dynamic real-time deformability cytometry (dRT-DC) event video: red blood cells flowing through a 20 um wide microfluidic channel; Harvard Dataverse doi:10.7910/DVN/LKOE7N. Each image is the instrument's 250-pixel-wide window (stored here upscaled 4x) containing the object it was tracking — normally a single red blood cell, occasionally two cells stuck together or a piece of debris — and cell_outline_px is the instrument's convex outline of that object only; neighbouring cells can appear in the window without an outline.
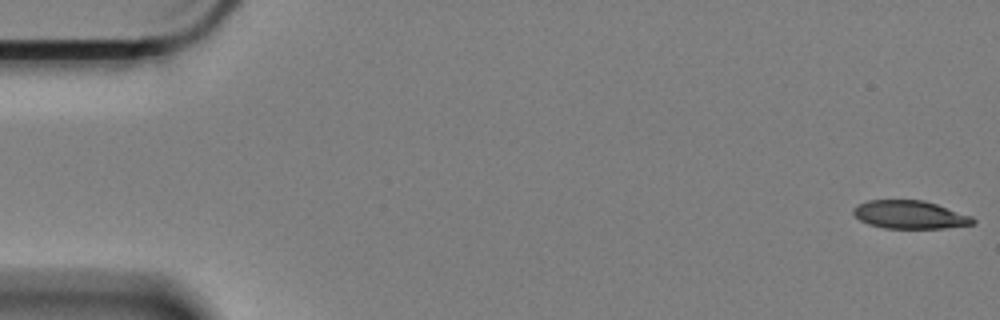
{"species": "Egyptian fruit bat (a non-hibernating species)", "species_latin": "Rousettus aegyptiacus", "temperature_condition": "cold", "stored_images_in_passage": 60, "camera_frame_rate_fps": 3000, "um_per_image_px": 0.085, "animal": {"sex": "female"}, "frame": {"image": 1, "passage_image": 1, "time_ms": 0.0, "image_size_px": [1000, 320], "cell_outline_px": [[976, 224], [944, 228], [884, 228], [868, 224], [860, 220], [852, 212], [852, 208], [856, 204], [868, 200], [924, 200], [972, 216], [976, 220]], "centroid_in_image_um": [77.33, 18.25], "position_along_channel_um": 7.7, "area_um2": 19.71}}
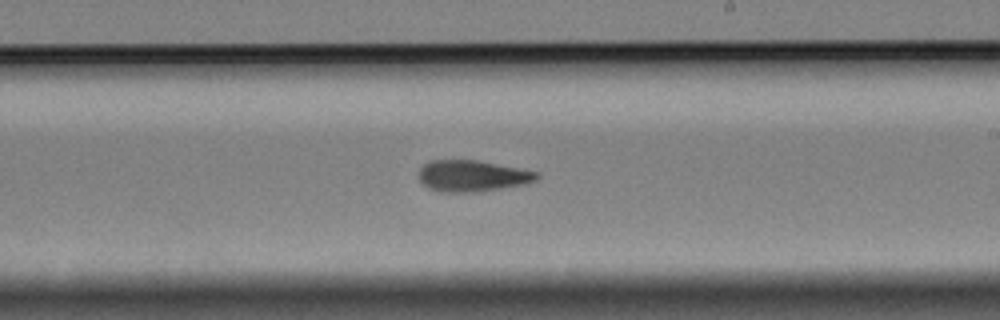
{"frame": {"image": 2, "passage_image": 35, "time_ms": 11.333, "image_size_px": [1000, 320], "cell_outline_px": [[540, 176], [536, 180], [524, 184], [476, 192], [440, 192], [428, 188], [420, 180], [420, 168], [424, 164], [432, 160], [476, 160], [540, 172]], "centroid_in_image_um": [40.15, 14.95], "position_along_channel_um": 248.8, "area_um2": 21.39}}
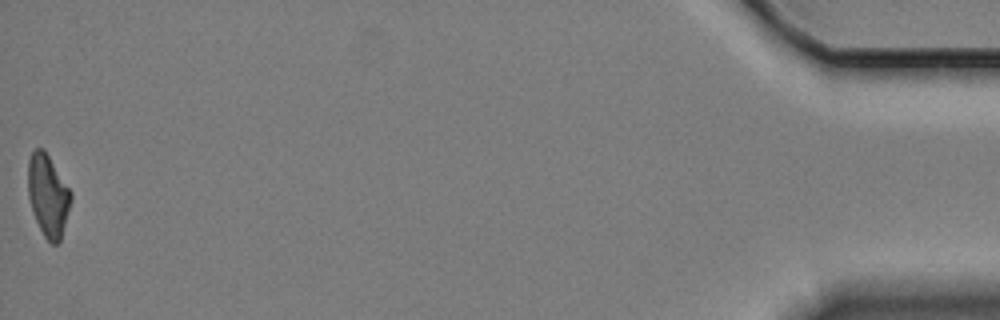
{"frame": {"image": 3, "passage_image": 60, "time_ms": 19.667, "image_size_px": [1000, 320], "cell_outline_px": [[72, 200], [60, 240], [56, 244], [52, 244], [44, 236], [36, 220], [28, 196], [28, 160], [32, 152], [36, 148], [44, 148], [72, 192]], "centroid_in_image_um": [4.09, 16.58], "position_along_channel_um": 431.1, "area_um2": 20.4}, "authors_computed_cell_mechanics": {"area_um2": 21.386, "velocity_mm_per_s": 3.3189, "shape_relaxation_time_tau1_ms": 5.0976, "shape_relaxation_time_tau2_ms": 4.194, "deformation_change_tau1": 0.1574, "deformation_change_tau2": 0.1218}}